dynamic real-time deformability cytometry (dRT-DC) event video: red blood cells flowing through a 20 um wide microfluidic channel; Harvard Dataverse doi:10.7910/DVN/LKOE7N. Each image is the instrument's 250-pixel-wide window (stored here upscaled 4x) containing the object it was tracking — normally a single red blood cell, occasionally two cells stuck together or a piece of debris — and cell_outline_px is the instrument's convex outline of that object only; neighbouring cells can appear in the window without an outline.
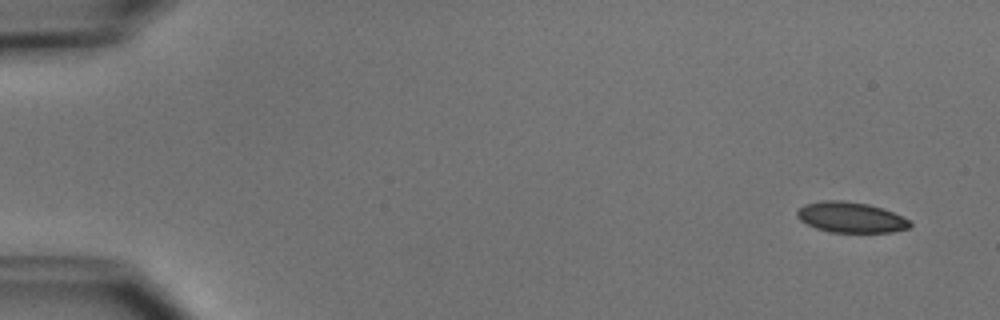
{"species": "common noctule bat (a hibernating species)", "species_latin": "Nyctalus noctula", "temperature_condition": "cold", "stored_images_in_passage": 5, "camera_frame_rate_fps": 3000, "um_per_image_px": 0.085, "animal": {"sex": "male", "body_mass_g": 15.6}, "frame": {"image": 1, "passage_image": 1, "time_ms": 0.0, "image_size_px": [1000, 320], "cell_outline_px": [[912, 224], [908, 228], [892, 232], [832, 232], [816, 228], [800, 220], [796, 216], [796, 212], [804, 204], [824, 200], [840, 200], [868, 204], [892, 212], [908, 220]], "centroid_in_image_um": [72.28, 18.47], "position_along_channel_um": 12.7, "area_um2": 19.83}}
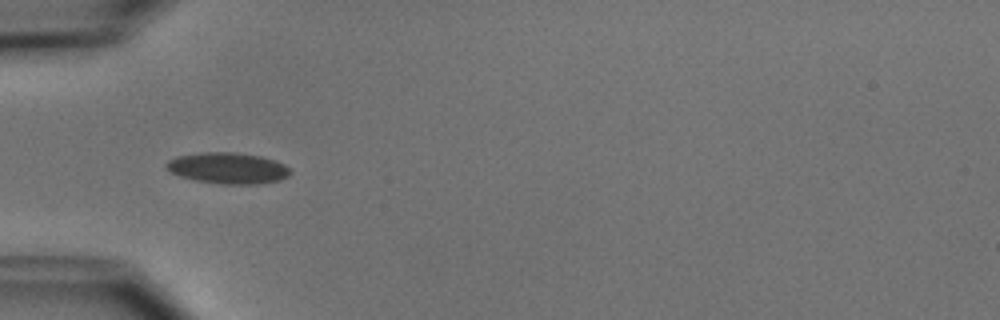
{"frame": {"image": 2, "passage_image": 5, "time_ms": 4.667, "image_size_px": [1000, 320], "cell_outline_px": [[292, 172], [288, 176], [280, 180], [256, 184], [220, 184], [196, 180], [180, 176], [164, 168], [164, 164], [168, 160], [176, 156], [200, 152], [236, 152], [260, 156], [276, 160], [284, 164]], "centroid_in_image_um": [19.35, 14.28], "position_along_channel_um": 65.6, "area_um2": 22.66}}